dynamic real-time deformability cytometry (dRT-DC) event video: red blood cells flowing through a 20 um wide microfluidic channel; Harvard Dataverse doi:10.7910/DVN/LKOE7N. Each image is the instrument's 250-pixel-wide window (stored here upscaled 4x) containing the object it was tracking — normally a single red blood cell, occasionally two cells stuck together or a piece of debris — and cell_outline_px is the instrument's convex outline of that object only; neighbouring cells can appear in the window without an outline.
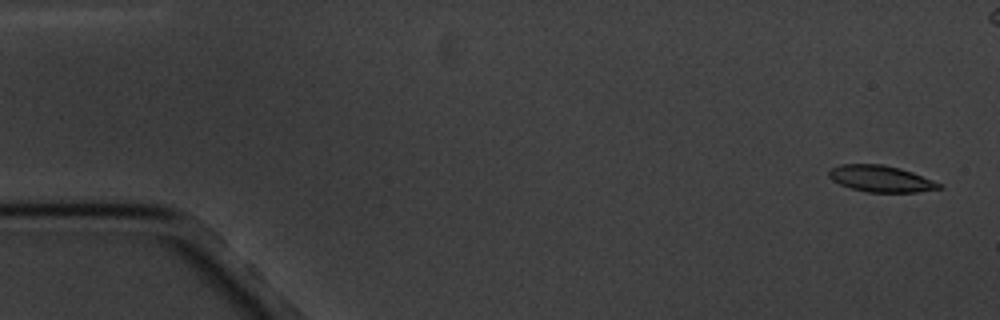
{"species": "common noctule bat (a hibernating species)", "species_latin": "Nyctalus noctula", "temperature_condition": "cold", "stored_images_in_passage": 10, "segment_of_instrument_passage": [1, 2], "camera_frame_rate_fps": 3000, "um_per_image_px": 0.085, "animal": {"sex": "male", "body_mass_g": 20.1, "forearm_length_mm": 53.5}, "frame": {"image": 1, "passage_image": 1, "time_ms": 0.0, "image_size_px": [1000, 320], "cell_outline_px": [[944, 188], [916, 192], [868, 192], [852, 188], [840, 184], [832, 180], [828, 176], [828, 172], [832, 168], [840, 164], [884, 164], [900, 168], [912, 172], [944, 184]], "centroid_in_image_um": [74.91, 15.19], "position_along_channel_um": 10.1, "area_um2": 17.05}}
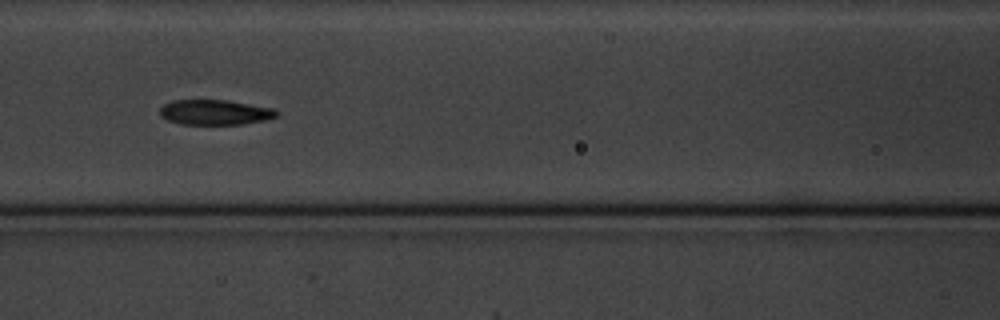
{"frame": {"image": 2, "passage_image": 7, "time_ms": 7.667, "image_size_px": [1000, 320], "cell_outline_px": [[280, 116], [264, 120], [244, 124], [180, 124], [168, 120], [160, 116], [160, 108], [164, 104], [172, 100], [228, 100], [276, 108], [280, 112]], "centroid_in_image_um": [18.33, 9.54], "position_along_channel_um": 148.3, "area_um2": 17.34}}
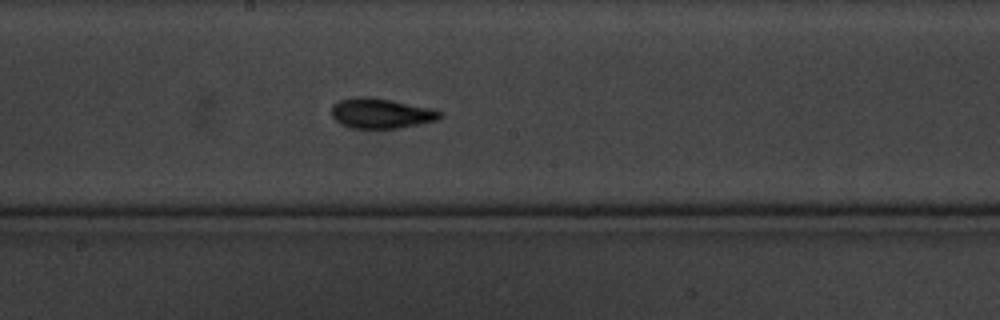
{"frame": {"image": 3, "passage_image": 9, "time_ms": 9.667, "image_size_px": [1000, 320], "cell_outline_px": [[444, 116], [436, 120], [400, 128], [352, 128], [340, 124], [332, 116], [332, 104], [340, 100], [356, 96], [368, 96], [428, 108], [440, 112]], "centroid_in_image_um": [32.33, 9.64], "position_along_channel_um": 215.9, "area_um2": 18.73}}